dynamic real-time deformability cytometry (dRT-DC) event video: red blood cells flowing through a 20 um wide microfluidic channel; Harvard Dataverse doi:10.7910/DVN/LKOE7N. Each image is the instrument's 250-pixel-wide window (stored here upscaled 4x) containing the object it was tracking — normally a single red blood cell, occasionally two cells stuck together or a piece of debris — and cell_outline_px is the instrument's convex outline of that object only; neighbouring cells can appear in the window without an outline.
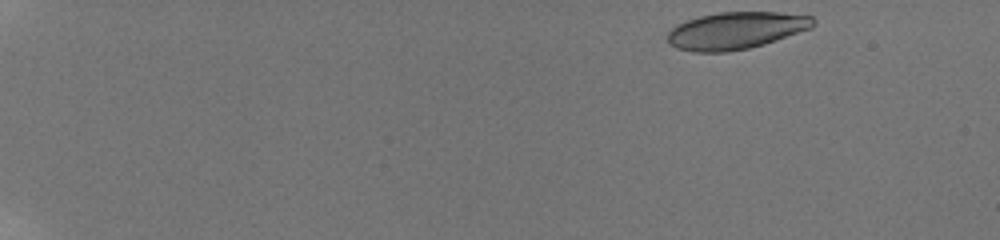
{"species": "human", "species_latin": "Homo sapiens", "temperature_condition": "room temperature", "stored_images_in_passage": 23, "camera_frame_rate_fps": 3000, "um_per_image_px": 0.085, "donor": {"sex": "male"}, "frame": {"image": 1, "passage_image": 1, "time_ms": 0.0, "image_size_px": [1000, 240], "cell_outline_px": [[816, 24], [812, 28], [764, 44], [748, 48], [728, 52], [692, 52], [676, 48], [668, 44], [668, 32], [676, 24], [700, 16], [716, 12], [776, 12], [812, 16], [816, 20]], "centroid_in_image_um": [62.55, 2.6], "position_along_channel_um": 22.5, "area_um2": 31.67}}
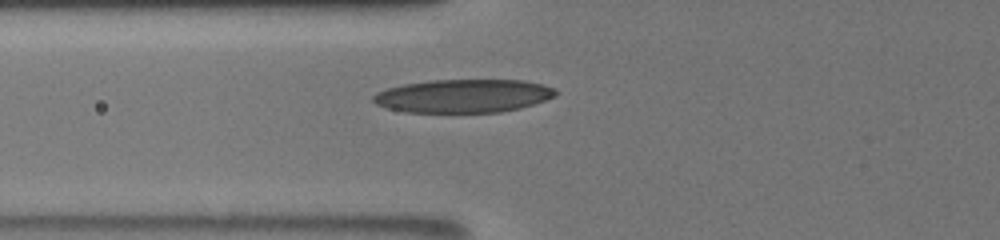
{"frame": {"image": 2, "passage_image": 17, "time_ms": 6.0, "image_size_px": [1000, 240], "cell_outline_px": [[556, 96], [520, 108], [500, 112], [404, 112], [384, 108], [376, 104], [372, 100], [372, 96], [376, 92], [388, 88], [404, 84], [432, 80], [524, 80], [544, 84], [556, 88]], "centroid_in_image_um": [39.37, 8.15], "position_along_channel_um": 86.4, "area_um2": 35.55}}
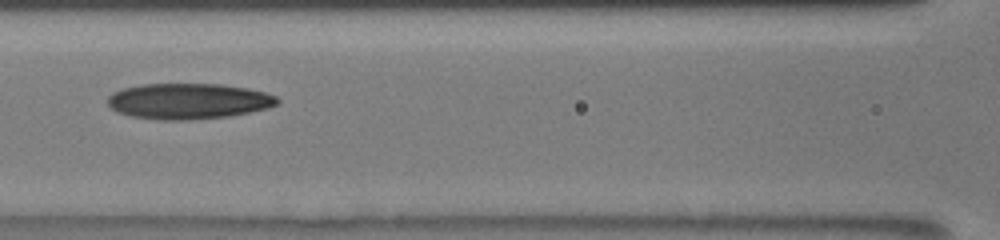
{"frame": {"image": 3, "passage_image": 22, "time_ms": 7.667, "image_size_px": [1000, 240], "cell_outline_px": [[280, 100], [276, 104], [268, 108], [228, 116], [188, 120], [164, 120], [132, 116], [120, 112], [112, 108], [108, 104], [108, 96], [112, 92], [124, 88], [140, 84], [220, 84], [248, 88], [264, 92], [276, 96]], "centroid_in_image_um": [16.02, 8.59], "position_along_channel_um": 150.6, "area_um2": 35.14}}